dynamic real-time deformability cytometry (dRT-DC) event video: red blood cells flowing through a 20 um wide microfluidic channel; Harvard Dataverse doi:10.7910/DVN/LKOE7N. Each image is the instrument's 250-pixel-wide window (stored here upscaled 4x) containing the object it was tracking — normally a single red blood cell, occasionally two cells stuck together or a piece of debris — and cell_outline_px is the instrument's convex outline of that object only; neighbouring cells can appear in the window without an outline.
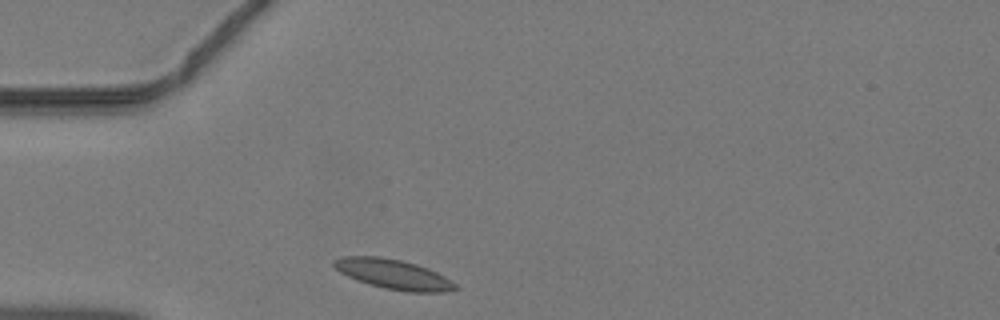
{"species": "common noctule bat (a hibernating species)", "species_latin": "Nyctalus noctula", "temperature_condition": "warm", "stored_images_in_passage": 34, "camera_frame_rate_fps": 3000, "um_per_image_px": 0.085, "animal": {"sex": "male", "body_mass_g": 19.2, "forearm_length_mm": 51.8}, "frame": {"image": 1, "passage_image": 1, "time_ms": 0.0, "image_size_px": [1000, 320], "cell_outline_px": [[460, 288], [444, 292], [408, 292], [384, 288], [368, 284], [356, 280], [340, 272], [332, 264], [332, 260], [344, 256], [380, 256], [400, 260], [416, 264], [428, 268], [444, 276], [456, 284]], "centroid_in_image_um": [33.43, 23.31], "position_along_channel_um": 51.6, "area_um2": 21.1}}
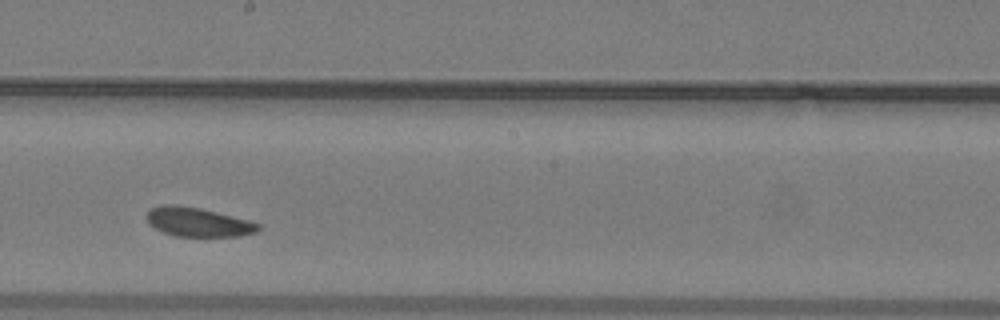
{"frame": {"image": 2, "passage_image": 14, "time_ms": 4.333, "image_size_px": [1000, 320], "cell_outline_px": [[260, 228], [256, 232], [240, 236], [176, 236], [164, 232], [148, 224], [148, 212], [152, 208], [164, 204], [176, 204], [200, 208], [248, 220], [260, 224]], "centroid_in_image_um": [16.84, 18.87], "position_along_channel_um": 231.4, "area_um2": 18.67}}
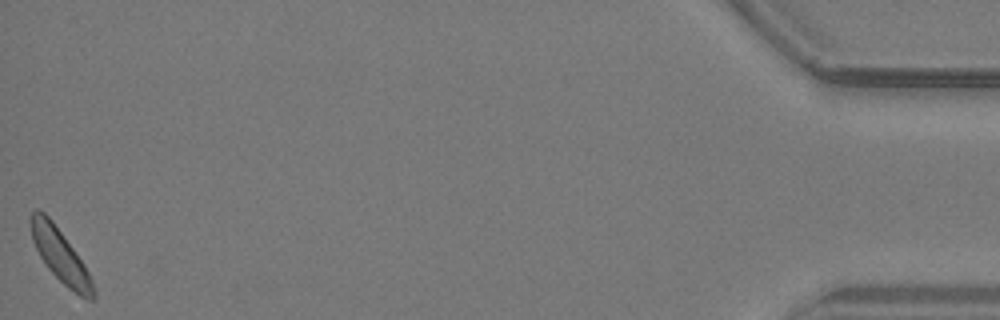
{"frame": {"image": 3, "passage_image": 34, "time_ms": 11.0, "image_size_px": [1000, 320], "cell_outline_px": [[96, 300], [88, 300], [80, 296], [68, 288], [44, 264], [32, 240], [28, 220], [32, 212], [36, 208], [44, 212], [52, 220], [84, 264], [92, 280], [96, 292]], "centroid_in_image_um": [5.11, 21.72], "position_along_channel_um": 430.1, "area_um2": 19.36}}